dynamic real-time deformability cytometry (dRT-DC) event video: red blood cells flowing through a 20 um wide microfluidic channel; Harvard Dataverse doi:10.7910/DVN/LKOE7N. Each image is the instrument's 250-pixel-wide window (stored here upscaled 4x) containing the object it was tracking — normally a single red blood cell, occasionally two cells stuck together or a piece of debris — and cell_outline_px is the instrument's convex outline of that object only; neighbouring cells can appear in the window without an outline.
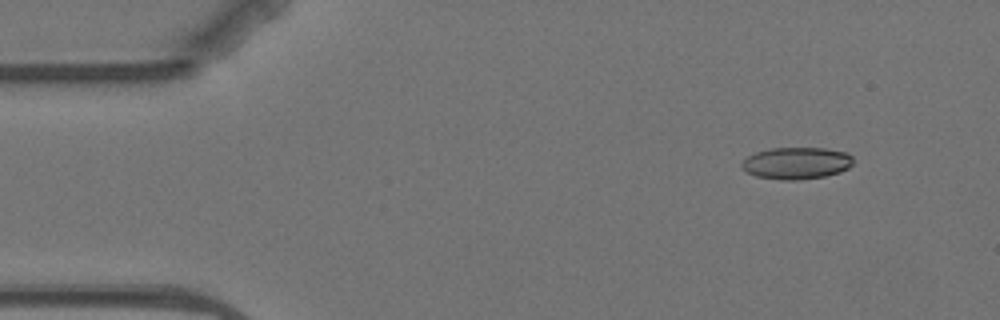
{"species": "Egyptian fruit bat (a non-hibernating species)", "species_latin": "Rousettus aegyptiacus", "temperature_condition": "warm", "stored_images_in_passage": 6, "camera_frame_rate_fps": 3000, "um_per_image_px": 0.085, "animal": {"sex": "female"}, "frame": {"image": 1, "passage_image": 2, "time_ms": 1.333, "image_size_px": [1000, 320], "cell_outline_px": [[852, 164], [848, 168], [840, 172], [824, 176], [796, 180], [780, 180], [756, 176], [748, 172], [740, 164], [748, 156], [756, 152], [772, 148], [824, 148], [848, 152], [852, 156]], "centroid_in_image_um": [67.72, 13.86], "position_along_channel_um": 17.3, "area_um2": 20.63}}
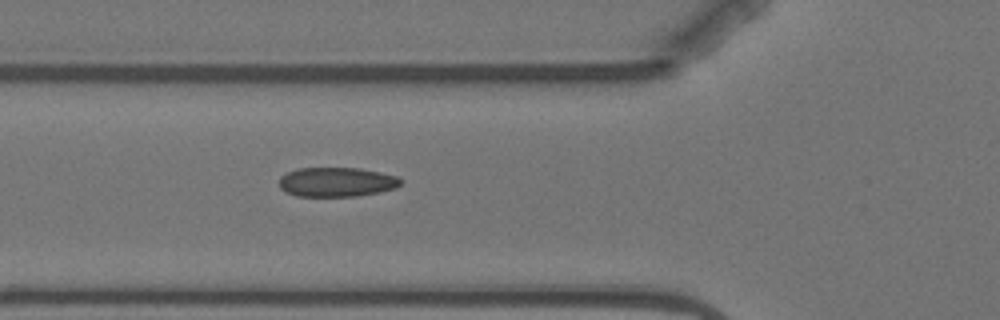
{"frame": {"image": 2, "passage_image": 6, "time_ms": 6.0, "image_size_px": [1000, 320], "cell_outline_px": [[404, 180], [396, 188], [380, 192], [356, 196], [296, 196], [280, 188], [280, 176], [296, 168], [360, 168], [380, 172], [396, 176]], "centroid_in_image_um": [28.64, 15.47], "position_along_channel_um": 97.2, "area_um2": 20.87}}